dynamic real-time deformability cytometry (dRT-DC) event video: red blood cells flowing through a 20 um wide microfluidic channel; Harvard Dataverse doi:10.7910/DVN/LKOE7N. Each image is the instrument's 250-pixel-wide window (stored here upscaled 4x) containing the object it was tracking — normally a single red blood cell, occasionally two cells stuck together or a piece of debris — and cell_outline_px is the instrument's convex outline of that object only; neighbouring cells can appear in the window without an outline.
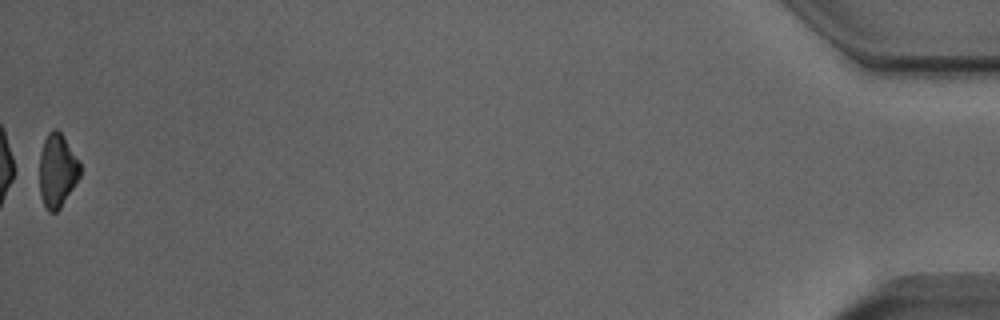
{"species": "Egyptian fruit bat (a non-hibernating species)", "species_latin": "Rousettus aegyptiacus", "temperature_condition": "room temperature", "stored_images_in_passage": 38, "camera_frame_rate_fps": 3000, "um_per_image_px": 0.085, "animal": {"sex": "male"}, "frame": {"image": 1, "passage_image": 38, "time_ms": 12.333, "image_size_px": [1000, 320], "cell_outline_px": [[80, 176], [60, 208], [56, 212], [48, 212], [40, 196], [40, 152], [44, 140], [48, 132], [52, 128], [56, 128], [60, 132], [80, 160]], "centroid_in_image_um": [4.87, 14.48], "position_along_channel_um": 430.3, "area_um2": 17.4}, "authors_computed_cell_mechanics": {"area_um2": 19.3919, "velocity_mm_per_s": 3.9187, "shape_relaxation_time_tau1_ms": 3.4889, "shape_relaxation_time_tau2_ms": 6.4573, "deformation_change_tau1": 0.1378, "deformation_change_tau2": 0.1507}}